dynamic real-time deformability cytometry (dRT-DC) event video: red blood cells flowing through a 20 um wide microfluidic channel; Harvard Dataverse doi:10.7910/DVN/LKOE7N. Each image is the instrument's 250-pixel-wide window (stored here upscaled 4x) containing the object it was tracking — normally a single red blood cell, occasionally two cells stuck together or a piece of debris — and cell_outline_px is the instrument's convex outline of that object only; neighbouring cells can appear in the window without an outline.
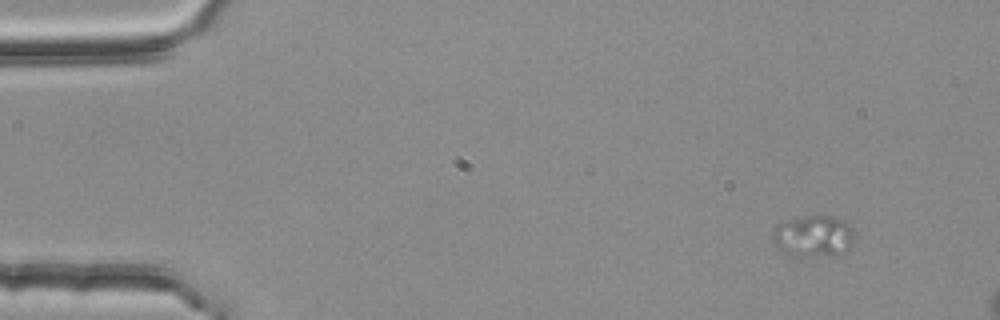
{"species": "common noctule bat (a hibernating species)", "species_latin": "Nyctalus noctula", "temperature_condition": "room temperature", "stored_images_in_passage": 3, "segment_of_instrument_passage": [1, 2], "camera_frame_rate_fps": 3000, "um_per_image_px": 0.085, "animal": {"sex": "female", "body_mass_g": 25.1}, "frame": {"image": 1, "passage_image": 1, "time_ms": 0.0, "image_size_px": [1000, 320], "cell_outline_px": [[856, 240], [844, 252], [836, 256], [788, 256], [776, 248], [772, 240], [772, 232], [780, 224], [808, 216], [828, 216], [840, 220], [848, 224], [852, 228]], "centroid_in_image_um": [69.15, 20.13], "position_along_channel_um": 15.8, "area_um2": 19.77}}